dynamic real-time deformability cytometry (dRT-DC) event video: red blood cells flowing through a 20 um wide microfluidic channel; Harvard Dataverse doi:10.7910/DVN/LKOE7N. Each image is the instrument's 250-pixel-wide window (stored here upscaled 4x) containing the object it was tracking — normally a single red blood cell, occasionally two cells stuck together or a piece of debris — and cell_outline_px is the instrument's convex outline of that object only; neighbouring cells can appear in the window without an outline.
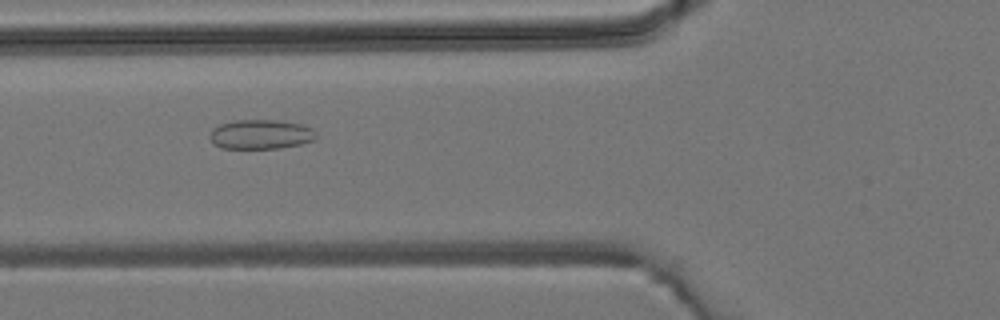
{"species": "common noctule bat (a hibernating species)", "species_latin": "Nyctalus noctula", "temperature_condition": "room temperature", "stored_images_in_passage": 4, "camera_frame_rate_fps": 3000, "um_per_image_px": 0.085, "animal": {"sex": "male", "body_mass_g": 19.2, "forearm_length_mm": 51.8}, "frame": {"image": 1, "passage_image": 2, "time_ms": 2.0, "image_size_px": [1000, 320], "cell_outline_px": [[316, 140], [300, 144], [280, 148], [220, 148], [208, 136], [212, 128], [220, 124], [236, 120], [276, 120], [300, 124], [312, 128], [316, 132]], "centroid_in_image_um": [22.17, 11.42], "position_along_channel_um": 103.6, "area_um2": 18.26}}
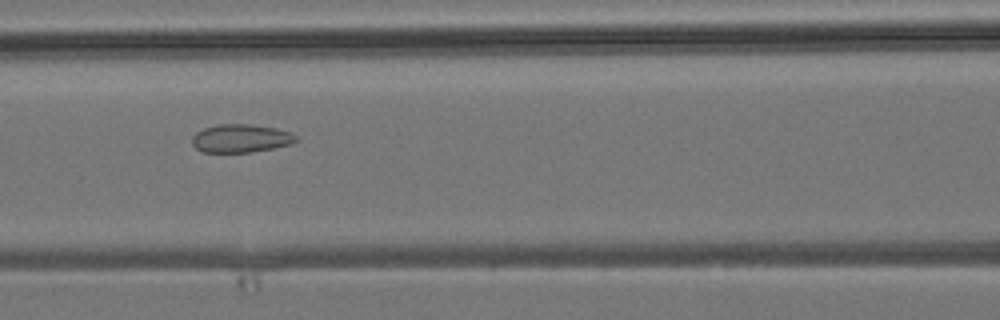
{"frame": {"image": 2, "passage_image": 3, "time_ms": 3.0, "image_size_px": [1000, 320], "cell_outline_px": [[300, 140], [292, 144], [276, 148], [248, 152], [200, 152], [192, 144], [192, 136], [196, 132], [204, 128], [216, 124], [252, 124], [276, 128], [288, 132], [296, 136]], "centroid_in_image_um": [20.47, 11.76], "position_along_channel_um": 146.1, "area_um2": 17.28}}
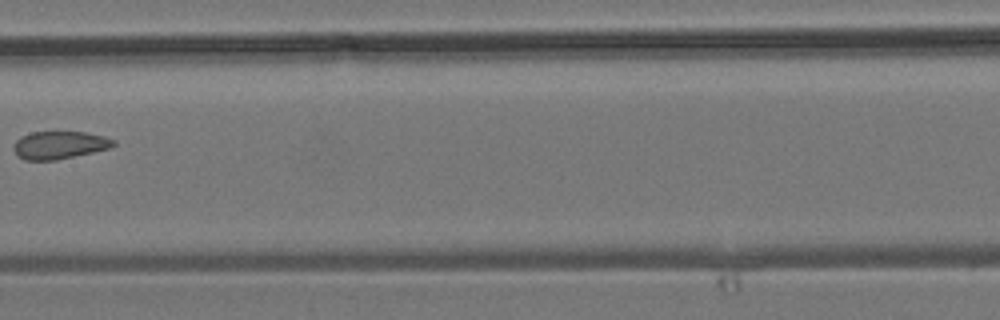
{"frame": {"image": 3, "passage_image": 4, "time_ms": 4.333, "image_size_px": [1000, 320], "cell_outline_px": [[116, 144], [112, 148], [56, 160], [24, 160], [16, 156], [12, 148], [16, 140], [20, 136], [32, 132], [84, 132], [104, 136], [116, 140]], "centroid_in_image_um": [5.04, 12.33], "position_along_channel_um": 202.4, "area_um2": 16.36}}